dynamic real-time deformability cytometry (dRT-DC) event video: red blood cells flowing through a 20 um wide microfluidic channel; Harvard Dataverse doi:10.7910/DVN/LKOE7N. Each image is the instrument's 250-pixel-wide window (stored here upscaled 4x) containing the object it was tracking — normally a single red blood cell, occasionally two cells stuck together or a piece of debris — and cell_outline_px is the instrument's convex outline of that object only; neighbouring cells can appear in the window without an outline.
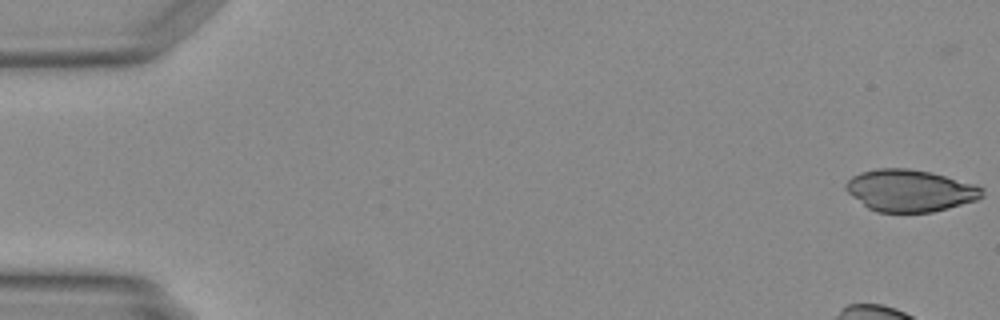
{"species": "Egyptian fruit bat (a non-hibernating species)", "species_latin": "Rousettus aegyptiacus", "temperature_condition": "warm", "stored_images_in_passage": 14, "camera_frame_rate_fps": 3000, "um_per_image_px": 0.085, "animal": {"sex": "female"}, "frame": {"image": 1, "passage_image": 1, "time_ms": 0.0, "image_size_px": [1000, 320], "cell_outline_px": [[984, 196], [976, 200], [932, 212], [876, 212], [868, 208], [852, 196], [844, 188], [844, 184], [852, 176], [860, 172], [876, 168], [908, 168], [932, 172], [976, 184], [984, 188]], "centroid_in_image_um": [77.35, 16.18], "position_along_channel_um": 7.6, "area_um2": 33.52}}